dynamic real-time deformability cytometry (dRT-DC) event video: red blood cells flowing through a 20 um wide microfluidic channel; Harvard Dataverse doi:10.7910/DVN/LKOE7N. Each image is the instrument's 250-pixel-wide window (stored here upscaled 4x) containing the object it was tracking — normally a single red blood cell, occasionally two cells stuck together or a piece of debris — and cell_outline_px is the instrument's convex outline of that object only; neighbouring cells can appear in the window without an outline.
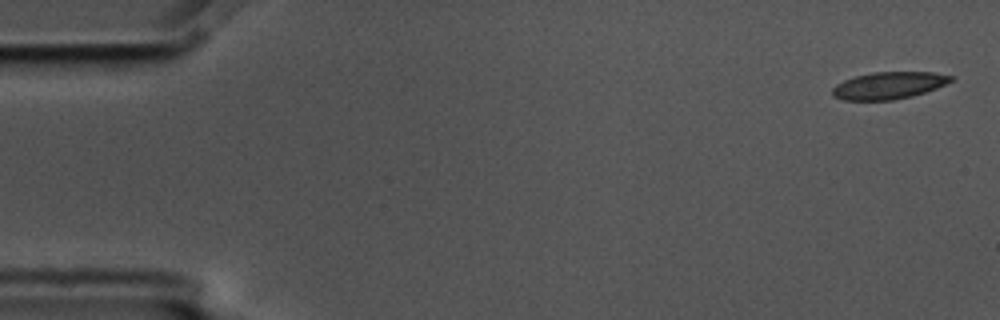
{"species": "common noctule bat (a hibernating species)", "species_latin": "Nyctalus noctula", "temperature_condition": "cold", "stored_images_in_passage": 4, "camera_frame_rate_fps": 3000, "um_per_image_px": 0.085, "animal": {"sex": "male", "body_mass_g": 17.5, "forearm_length_mm": 52.3}, "frame": {"image": 1, "passage_image": 1, "time_ms": 0.0, "image_size_px": [1000, 320], "cell_outline_px": [[956, 76], [952, 80], [936, 88], [912, 96], [892, 100], [844, 100], [832, 96], [832, 88], [836, 84], [844, 80], [856, 76], [872, 72], [932, 72]], "centroid_in_image_um": [75.53, 7.26], "position_along_channel_um": 9.5, "area_um2": 18.67}}
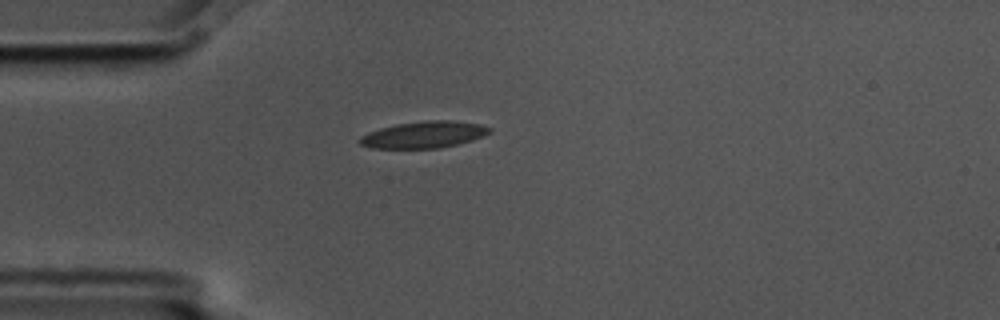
{"frame": {"image": 2, "passage_image": 4, "time_ms": 1.0, "image_size_px": [1000, 320], "cell_outline_px": [[492, 132], [484, 136], [472, 140], [440, 148], [372, 148], [360, 144], [360, 136], [368, 132], [380, 128], [396, 124], [428, 120], [448, 120], [480, 124], [492, 128]], "centroid_in_image_um": [36.05, 11.44], "position_along_channel_um": 48.9, "area_um2": 20.11}}